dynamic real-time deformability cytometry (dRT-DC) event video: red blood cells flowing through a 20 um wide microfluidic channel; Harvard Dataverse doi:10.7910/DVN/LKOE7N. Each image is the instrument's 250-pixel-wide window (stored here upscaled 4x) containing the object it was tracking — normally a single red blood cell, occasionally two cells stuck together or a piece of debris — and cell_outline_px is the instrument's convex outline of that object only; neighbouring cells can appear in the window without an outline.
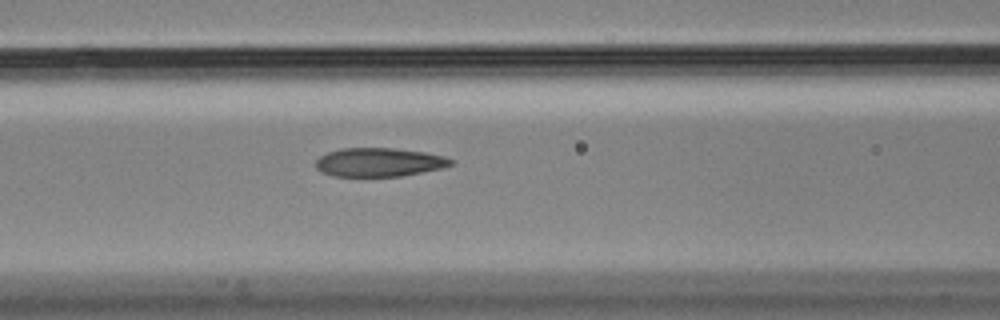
{"species": "Egyptian fruit bat (a non-hibernating species)", "species_latin": "Rousettus aegyptiacus", "temperature_condition": "cold", "stored_images_in_passage": 6, "camera_frame_rate_fps": 3000, "um_per_image_px": 0.085, "animal": {"sex": "male"}, "frame": {"image": 1, "passage_image": 6, "time_ms": 1.667, "image_size_px": [1000, 320], "cell_outline_px": [[456, 164], [444, 168], [400, 176], [332, 176], [320, 172], [316, 168], [316, 160], [320, 156], [328, 152], [340, 148], [392, 148], [424, 152], [444, 156], [456, 160]], "centroid_in_image_um": [32.26, 13.79], "position_along_channel_um": 134.3, "area_um2": 22.83}}